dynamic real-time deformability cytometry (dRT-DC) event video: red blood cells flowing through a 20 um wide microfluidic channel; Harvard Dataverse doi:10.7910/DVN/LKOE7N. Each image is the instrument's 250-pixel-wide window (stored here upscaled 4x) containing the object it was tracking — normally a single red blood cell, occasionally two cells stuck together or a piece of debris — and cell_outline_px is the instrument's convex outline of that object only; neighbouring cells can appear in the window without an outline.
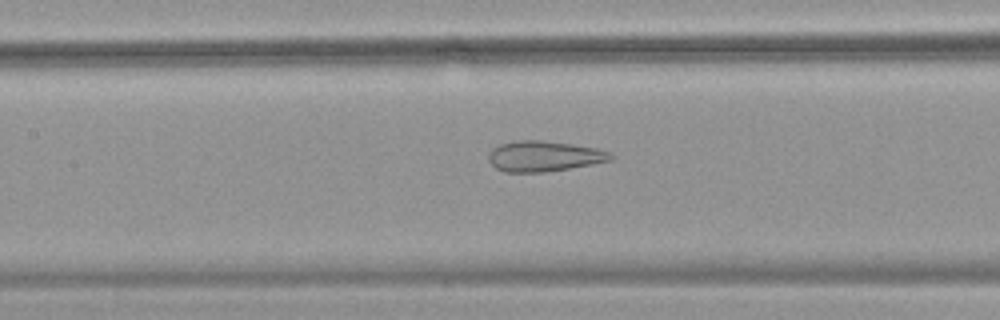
{"species": "common noctule bat (a hibernating species)", "species_latin": "Nyctalus noctula", "temperature_condition": "warm", "stored_images_in_passage": 55, "camera_frame_rate_fps": 3000, "um_per_image_px": 0.085, "animal": {"sex": "female", "body_mass_g": 18.4}, "frame": {"image": 1, "passage_image": 26, "time_ms": 8.333, "image_size_px": [1000, 320], "cell_outline_px": [[616, 156], [612, 160], [592, 164], [544, 172], [504, 172], [496, 168], [488, 160], [488, 156], [492, 148], [500, 144], [516, 140], [540, 140], [572, 144], [600, 148]], "centroid_in_image_um": [46.25, 13.27], "position_along_channel_um": 161.2, "area_um2": 21.79}}
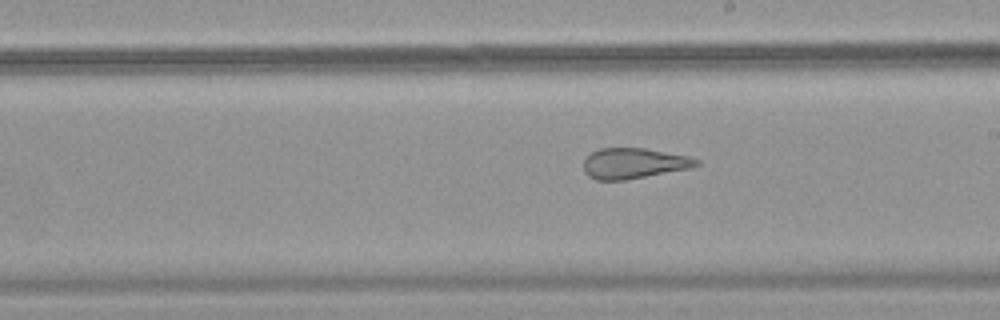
{"frame": {"image": 2, "passage_image": 32, "time_ms": 10.333, "image_size_px": [1000, 320], "cell_outline_px": [[700, 164], [688, 168], [624, 180], [596, 180], [588, 176], [584, 172], [584, 160], [592, 152], [600, 148], [644, 148], [688, 156], [700, 160]], "centroid_in_image_um": [53.84, 13.88], "position_along_channel_um": 235.2, "area_um2": 19.83}}
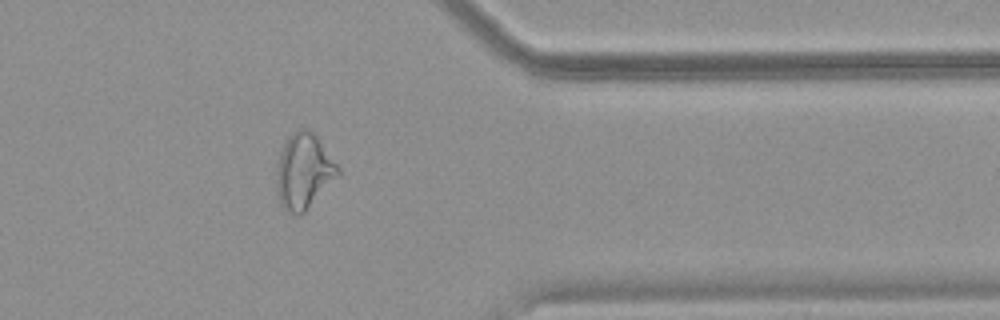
{"frame": {"image": 3, "passage_image": 45, "time_ms": 14.667, "image_size_px": [1000, 320], "cell_outline_px": [[340, 176], [300, 216], [284, 212], [280, 204], [276, 192], [276, 168], [280, 152], [288, 136], [292, 132], [300, 128], [304, 128], [312, 132], [316, 136], [340, 168]], "centroid_in_image_um": [25.8, 14.6], "position_along_channel_um": 385.6, "area_um2": 27.34}, "authors_computed_cell_mechanics": {"area_um2": 27.744, "velocity_mm_per_s": 3.7224, "shape_relaxation_time_tau1_ms": null, "shape_relaxation_time_tau2_ms": 1.5853, "deformation_change_tau1": null, "deformation_change_tau2": 0.1185}}